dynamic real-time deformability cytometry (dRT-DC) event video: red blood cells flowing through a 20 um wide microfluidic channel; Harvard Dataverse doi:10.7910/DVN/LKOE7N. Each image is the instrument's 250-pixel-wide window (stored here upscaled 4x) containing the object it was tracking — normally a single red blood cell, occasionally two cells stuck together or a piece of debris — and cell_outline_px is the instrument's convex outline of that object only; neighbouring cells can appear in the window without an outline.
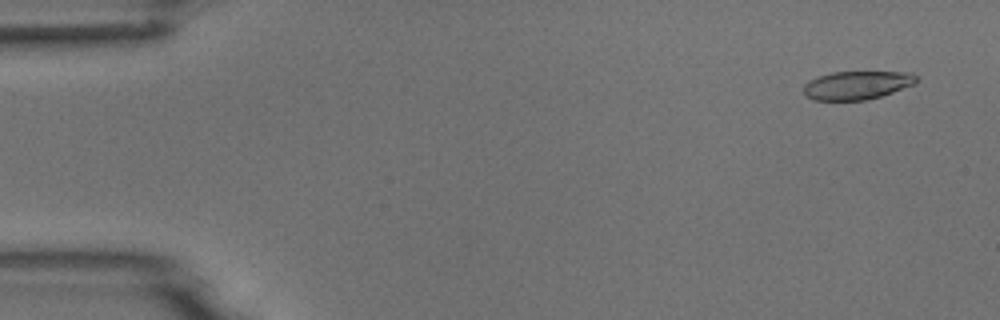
{"species": "common noctule bat (a hibernating species)", "species_latin": "Nyctalus noctula", "temperature_condition": "room temperature", "stored_images_in_passage": 6, "camera_frame_rate_fps": 3000, "um_per_image_px": 0.085, "animal": {"sex": "male", "body_mass_g": 18.8}, "frame": {"image": 1, "passage_image": 1, "time_ms": 0.0, "image_size_px": [1000, 320], "cell_outline_px": [[920, 80], [916, 84], [880, 96], [864, 100], [812, 100], [804, 92], [804, 84], [808, 80], [832, 72], [912, 72]], "centroid_in_image_um": [72.87, 7.23], "position_along_channel_um": 12.1, "area_um2": 18.67}}
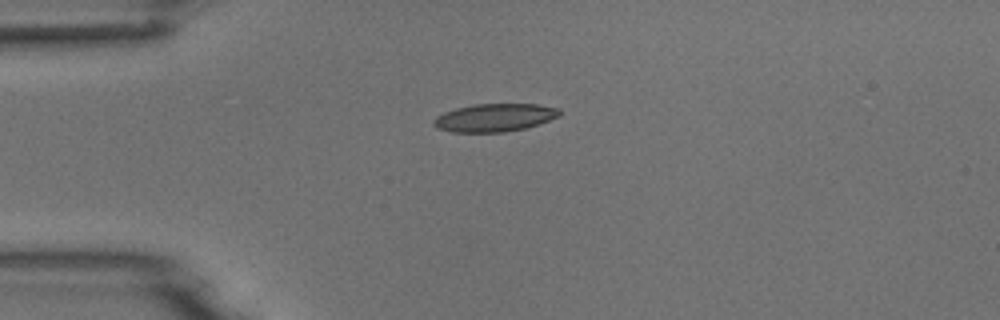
{"frame": {"image": 2, "passage_image": 4, "time_ms": 3.333, "image_size_px": [1000, 320], "cell_outline_px": [[560, 116], [524, 128], [504, 132], [452, 132], [436, 128], [432, 124], [432, 120], [436, 116], [444, 112], [456, 108], [472, 104], [536, 104], [560, 108]], "centroid_in_image_um": [41.99, 9.99], "position_along_channel_um": 43.0, "area_um2": 20.52}}